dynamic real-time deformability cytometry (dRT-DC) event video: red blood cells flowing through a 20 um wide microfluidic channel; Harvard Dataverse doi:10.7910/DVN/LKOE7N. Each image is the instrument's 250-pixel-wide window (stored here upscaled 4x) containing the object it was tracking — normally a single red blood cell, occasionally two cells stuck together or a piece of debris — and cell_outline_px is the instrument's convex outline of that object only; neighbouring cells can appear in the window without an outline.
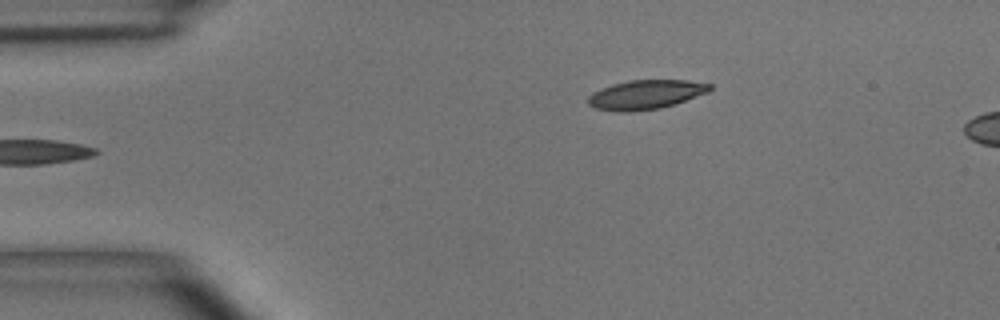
{"species": "common noctule bat (a hibernating species)", "species_latin": "Nyctalus noctula", "temperature_condition": "room temperature", "stored_images_in_passage": 5, "camera_frame_rate_fps": 3000, "um_per_image_px": 0.085, "animal": {"sex": "male", "body_mass_g": 15.6}, "frame": {"image": 1, "passage_image": 5, "time_ms": 5.333, "image_size_px": [1000, 320], "cell_outline_px": [[712, 88], [708, 92], [660, 108], [632, 112], [616, 112], [596, 108], [588, 104], [588, 96], [592, 92], [600, 88], [612, 84], [628, 80], [688, 80], [712, 84]], "centroid_in_image_um": [54.84, 8.03], "position_along_channel_um": 30.2, "area_um2": 20.75}}